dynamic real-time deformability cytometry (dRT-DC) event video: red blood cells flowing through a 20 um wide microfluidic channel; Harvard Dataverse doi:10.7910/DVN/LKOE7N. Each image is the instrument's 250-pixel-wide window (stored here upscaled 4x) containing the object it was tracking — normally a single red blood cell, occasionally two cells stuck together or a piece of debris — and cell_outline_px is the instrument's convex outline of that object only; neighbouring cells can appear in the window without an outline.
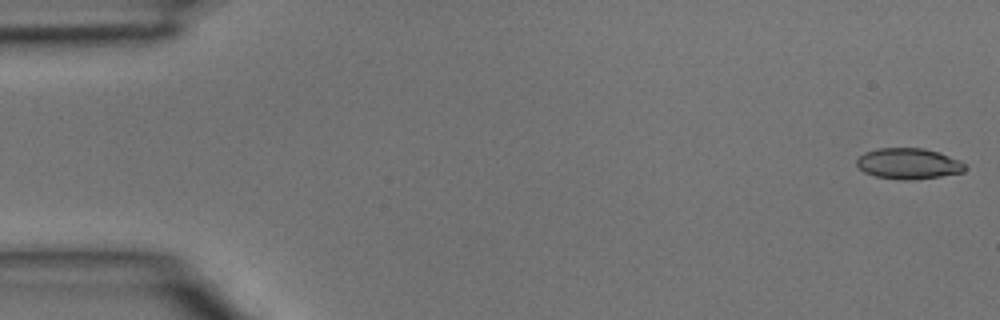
{"species": "common noctule bat (a hibernating species)", "species_latin": "Nyctalus noctula", "temperature_condition": "room temperature", "stored_images_in_passage": 4, "camera_frame_rate_fps": 3000, "um_per_image_px": 0.085, "animal": {"sex": "male", "body_mass_g": 15.6}, "frame": {"image": 1, "passage_image": 1, "time_ms": 0.0, "image_size_px": [1000, 320], "cell_outline_px": [[964, 172], [940, 176], [912, 180], [900, 180], [876, 176], [864, 172], [856, 164], [856, 160], [864, 152], [880, 148], [924, 148], [960, 160], [964, 164]], "centroid_in_image_um": [77.19, 13.91], "position_along_channel_um": 7.8, "area_um2": 19.31}}
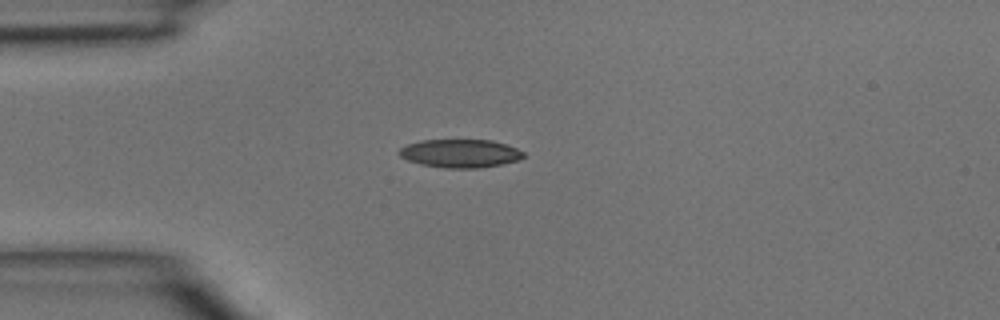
{"frame": {"image": 2, "passage_image": 3, "time_ms": 0.667, "image_size_px": [1000, 320], "cell_outline_px": [[524, 156], [520, 160], [480, 168], [444, 168], [420, 164], [408, 160], [400, 156], [396, 152], [400, 148], [408, 144], [420, 140], [492, 140], [516, 148], [524, 152]], "centroid_in_image_um": [39.1, 13.04], "position_along_channel_um": 45.9, "area_um2": 20.52}}
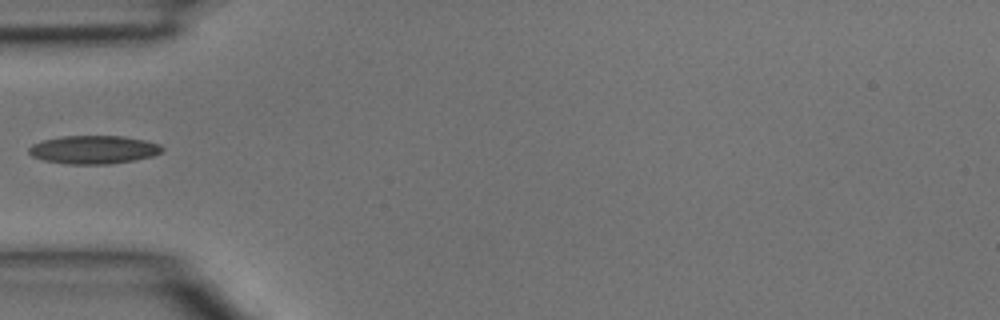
{"frame": {"image": 3, "passage_image": 4, "time_ms": 1.0, "image_size_px": [1000, 320], "cell_outline_px": [[164, 148], [160, 152], [152, 156], [136, 160], [108, 164], [68, 164], [44, 160], [32, 156], [28, 152], [28, 148], [32, 144], [44, 140], [60, 136], [124, 136], [144, 140], [160, 144]], "centroid_in_image_um": [7.95, 12.72], "position_along_channel_um": 77.0, "area_um2": 21.96}}